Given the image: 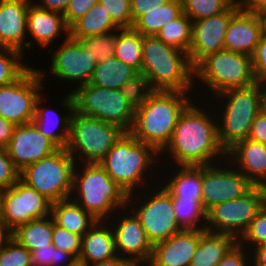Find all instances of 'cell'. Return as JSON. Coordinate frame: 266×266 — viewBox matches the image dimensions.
Segmentation results:
<instances>
[{"label":"cell","mask_w":266,"mask_h":266,"mask_svg":"<svg viewBox=\"0 0 266 266\" xmlns=\"http://www.w3.org/2000/svg\"><path fill=\"white\" fill-rule=\"evenodd\" d=\"M203 101L192 102L180 115L169 144L160 153L161 172L171 163H175L174 166H204L226 159V151L218 140L215 110L211 112L214 107L210 105L209 108ZM161 156L168 163L164 164Z\"/></svg>","instance_id":"6da1fadb"},{"label":"cell","mask_w":266,"mask_h":266,"mask_svg":"<svg viewBox=\"0 0 266 266\" xmlns=\"http://www.w3.org/2000/svg\"><path fill=\"white\" fill-rule=\"evenodd\" d=\"M159 158L160 154L152 146L138 141L130 132H125L99 164L128 195L150 187V181L153 185L159 183L158 173L161 172L154 170L157 164L160 167Z\"/></svg>","instance_id":"7a4b0ae2"},{"label":"cell","mask_w":266,"mask_h":266,"mask_svg":"<svg viewBox=\"0 0 266 266\" xmlns=\"http://www.w3.org/2000/svg\"><path fill=\"white\" fill-rule=\"evenodd\" d=\"M190 94V95H189ZM190 92L152 91L137 109L130 133L159 154L169 144L180 115L194 101Z\"/></svg>","instance_id":"3957f363"},{"label":"cell","mask_w":266,"mask_h":266,"mask_svg":"<svg viewBox=\"0 0 266 266\" xmlns=\"http://www.w3.org/2000/svg\"><path fill=\"white\" fill-rule=\"evenodd\" d=\"M141 73L152 91L191 92L194 90V67L188 53L165 44L156 36H143ZM191 90V91H190Z\"/></svg>","instance_id":"277c9868"},{"label":"cell","mask_w":266,"mask_h":266,"mask_svg":"<svg viewBox=\"0 0 266 266\" xmlns=\"http://www.w3.org/2000/svg\"><path fill=\"white\" fill-rule=\"evenodd\" d=\"M128 195L99 163H76L70 199L97 221L109 220L127 206Z\"/></svg>","instance_id":"5b68a950"},{"label":"cell","mask_w":266,"mask_h":266,"mask_svg":"<svg viewBox=\"0 0 266 266\" xmlns=\"http://www.w3.org/2000/svg\"><path fill=\"white\" fill-rule=\"evenodd\" d=\"M210 100L216 101H212L211 105L214 103V110L218 111L215 113L218 117V140L227 152L237 142L248 138L253 121L261 111V83L257 82L245 88L228 89L213 99L209 98Z\"/></svg>","instance_id":"8992f818"},{"label":"cell","mask_w":266,"mask_h":266,"mask_svg":"<svg viewBox=\"0 0 266 266\" xmlns=\"http://www.w3.org/2000/svg\"><path fill=\"white\" fill-rule=\"evenodd\" d=\"M194 78V83L198 84L199 88L200 85L203 89L208 88L205 89L210 92V95L205 94L208 95L207 98L211 95L213 98L228 89L245 88L257 83L253 73L252 56L225 49L203 58L194 67Z\"/></svg>","instance_id":"52a82bcc"},{"label":"cell","mask_w":266,"mask_h":266,"mask_svg":"<svg viewBox=\"0 0 266 266\" xmlns=\"http://www.w3.org/2000/svg\"><path fill=\"white\" fill-rule=\"evenodd\" d=\"M150 185V189L147 187L141 193L137 191L128 194L127 206L139 218L148 239L154 246L183 229L177 223L171 194L162 184L160 185V182L155 186Z\"/></svg>","instance_id":"ba28073f"},{"label":"cell","mask_w":266,"mask_h":266,"mask_svg":"<svg viewBox=\"0 0 266 266\" xmlns=\"http://www.w3.org/2000/svg\"><path fill=\"white\" fill-rule=\"evenodd\" d=\"M124 133L115 124L74 111L66 149L76 163H100Z\"/></svg>","instance_id":"9c48e42d"},{"label":"cell","mask_w":266,"mask_h":266,"mask_svg":"<svg viewBox=\"0 0 266 266\" xmlns=\"http://www.w3.org/2000/svg\"><path fill=\"white\" fill-rule=\"evenodd\" d=\"M75 164L67 149L59 148L50 156L28 165L20 172V179L52 203L69 199Z\"/></svg>","instance_id":"30bf717a"},{"label":"cell","mask_w":266,"mask_h":266,"mask_svg":"<svg viewBox=\"0 0 266 266\" xmlns=\"http://www.w3.org/2000/svg\"><path fill=\"white\" fill-rule=\"evenodd\" d=\"M71 93L75 111L79 114L115 124L125 132L131 131L135 109L119 89L103 88L88 83L72 90Z\"/></svg>","instance_id":"8fae6325"},{"label":"cell","mask_w":266,"mask_h":266,"mask_svg":"<svg viewBox=\"0 0 266 266\" xmlns=\"http://www.w3.org/2000/svg\"><path fill=\"white\" fill-rule=\"evenodd\" d=\"M266 204V188L254 186L244 196L213 206L206 212L205 230L239 240Z\"/></svg>","instance_id":"7c38bea8"},{"label":"cell","mask_w":266,"mask_h":266,"mask_svg":"<svg viewBox=\"0 0 266 266\" xmlns=\"http://www.w3.org/2000/svg\"><path fill=\"white\" fill-rule=\"evenodd\" d=\"M46 71L30 66L18 79L0 86V116L15 125L32 122L41 96Z\"/></svg>","instance_id":"4fadbf2b"},{"label":"cell","mask_w":266,"mask_h":266,"mask_svg":"<svg viewBox=\"0 0 266 266\" xmlns=\"http://www.w3.org/2000/svg\"><path fill=\"white\" fill-rule=\"evenodd\" d=\"M225 163V164H224ZM254 185L227 159L202 166V207L207 212L213 206L238 199Z\"/></svg>","instance_id":"5bb4252c"},{"label":"cell","mask_w":266,"mask_h":266,"mask_svg":"<svg viewBox=\"0 0 266 266\" xmlns=\"http://www.w3.org/2000/svg\"><path fill=\"white\" fill-rule=\"evenodd\" d=\"M108 221L114 232L117 255L128 259L134 266H147L154 246L135 213L126 206Z\"/></svg>","instance_id":"9a60e30c"},{"label":"cell","mask_w":266,"mask_h":266,"mask_svg":"<svg viewBox=\"0 0 266 266\" xmlns=\"http://www.w3.org/2000/svg\"><path fill=\"white\" fill-rule=\"evenodd\" d=\"M51 63L48 74L60 81H71L78 87L88 84L97 65V58L79 40L65 36L57 49H48ZM78 83H77V82Z\"/></svg>","instance_id":"2e32d148"},{"label":"cell","mask_w":266,"mask_h":266,"mask_svg":"<svg viewBox=\"0 0 266 266\" xmlns=\"http://www.w3.org/2000/svg\"><path fill=\"white\" fill-rule=\"evenodd\" d=\"M52 202L19 179L3 190L0 218L13 231L33 219L51 215Z\"/></svg>","instance_id":"e0dca14e"},{"label":"cell","mask_w":266,"mask_h":266,"mask_svg":"<svg viewBox=\"0 0 266 266\" xmlns=\"http://www.w3.org/2000/svg\"><path fill=\"white\" fill-rule=\"evenodd\" d=\"M240 8L236 0L225 12L193 21L192 43L188 52L195 67L207 55L224 50V39L232 15Z\"/></svg>","instance_id":"ac0fdd59"},{"label":"cell","mask_w":266,"mask_h":266,"mask_svg":"<svg viewBox=\"0 0 266 266\" xmlns=\"http://www.w3.org/2000/svg\"><path fill=\"white\" fill-rule=\"evenodd\" d=\"M58 149L59 147L41 133L33 122L16 125L6 147L13 165L19 172Z\"/></svg>","instance_id":"d6986e66"},{"label":"cell","mask_w":266,"mask_h":266,"mask_svg":"<svg viewBox=\"0 0 266 266\" xmlns=\"http://www.w3.org/2000/svg\"><path fill=\"white\" fill-rule=\"evenodd\" d=\"M31 0H0V47L23 55L28 49L27 12Z\"/></svg>","instance_id":"ffe728a7"},{"label":"cell","mask_w":266,"mask_h":266,"mask_svg":"<svg viewBox=\"0 0 266 266\" xmlns=\"http://www.w3.org/2000/svg\"><path fill=\"white\" fill-rule=\"evenodd\" d=\"M264 34L259 14L241 7L232 15L224 39L225 50L252 56Z\"/></svg>","instance_id":"44dd1931"},{"label":"cell","mask_w":266,"mask_h":266,"mask_svg":"<svg viewBox=\"0 0 266 266\" xmlns=\"http://www.w3.org/2000/svg\"><path fill=\"white\" fill-rule=\"evenodd\" d=\"M62 99L60 107L63 106L66 115H62L56 111L55 108L52 110L50 107H42V103L46 100L43 98L44 92L37 99L35 104V115L32 122L37 126L38 130L45 136L50 138L59 148H66L69 133H70V122L73 112L75 111L74 98L70 91ZM41 104V105H40Z\"/></svg>","instance_id":"7402d4cb"},{"label":"cell","mask_w":266,"mask_h":266,"mask_svg":"<svg viewBox=\"0 0 266 266\" xmlns=\"http://www.w3.org/2000/svg\"><path fill=\"white\" fill-rule=\"evenodd\" d=\"M206 230H183L153 247L147 266H189L201 235Z\"/></svg>","instance_id":"603a6c76"},{"label":"cell","mask_w":266,"mask_h":266,"mask_svg":"<svg viewBox=\"0 0 266 266\" xmlns=\"http://www.w3.org/2000/svg\"><path fill=\"white\" fill-rule=\"evenodd\" d=\"M27 34L28 49L32 51L37 46L48 48L52 43H57L55 40L60 36H69V28L66 26L63 14L41 8L32 2L29 4L27 12ZM34 40V41H33Z\"/></svg>","instance_id":"cb8c5ba5"},{"label":"cell","mask_w":266,"mask_h":266,"mask_svg":"<svg viewBox=\"0 0 266 266\" xmlns=\"http://www.w3.org/2000/svg\"><path fill=\"white\" fill-rule=\"evenodd\" d=\"M226 159L254 186L266 188V144L247 138L230 148Z\"/></svg>","instance_id":"d4e9b609"},{"label":"cell","mask_w":266,"mask_h":266,"mask_svg":"<svg viewBox=\"0 0 266 266\" xmlns=\"http://www.w3.org/2000/svg\"><path fill=\"white\" fill-rule=\"evenodd\" d=\"M117 255L112 226L108 220H98L82 236L79 258L92 265Z\"/></svg>","instance_id":"484cf974"},{"label":"cell","mask_w":266,"mask_h":266,"mask_svg":"<svg viewBox=\"0 0 266 266\" xmlns=\"http://www.w3.org/2000/svg\"><path fill=\"white\" fill-rule=\"evenodd\" d=\"M171 165L169 166L173 167V172L170 176L168 169L164 173V176L167 174L169 178L163 177L166 181L162 179L159 182L171 194L172 200H202V166L174 167L173 164Z\"/></svg>","instance_id":"4316f807"},{"label":"cell","mask_w":266,"mask_h":266,"mask_svg":"<svg viewBox=\"0 0 266 266\" xmlns=\"http://www.w3.org/2000/svg\"><path fill=\"white\" fill-rule=\"evenodd\" d=\"M237 243L238 240L230 234L205 231L189 266H217Z\"/></svg>","instance_id":"83f0119b"},{"label":"cell","mask_w":266,"mask_h":266,"mask_svg":"<svg viewBox=\"0 0 266 266\" xmlns=\"http://www.w3.org/2000/svg\"><path fill=\"white\" fill-rule=\"evenodd\" d=\"M51 216L57 226L81 236L97 222L89 212L70 198L53 202Z\"/></svg>","instance_id":"f1b7e54d"},{"label":"cell","mask_w":266,"mask_h":266,"mask_svg":"<svg viewBox=\"0 0 266 266\" xmlns=\"http://www.w3.org/2000/svg\"><path fill=\"white\" fill-rule=\"evenodd\" d=\"M118 29L120 28L113 22L104 6L98 2L69 28V36L79 40L88 36L107 34Z\"/></svg>","instance_id":"f546056e"},{"label":"cell","mask_w":266,"mask_h":266,"mask_svg":"<svg viewBox=\"0 0 266 266\" xmlns=\"http://www.w3.org/2000/svg\"><path fill=\"white\" fill-rule=\"evenodd\" d=\"M54 219L51 215L33 219L13 230V239L32 252L52 244Z\"/></svg>","instance_id":"4dcf8cb0"},{"label":"cell","mask_w":266,"mask_h":266,"mask_svg":"<svg viewBox=\"0 0 266 266\" xmlns=\"http://www.w3.org/2000/svg\"><path fill=\"white\" fill-rule=\"evenodd\" d=\"M138 71L132 66L112 57L104 62H98L89 84L103 88L119 89Z\"/></svg>","instance_id":"1f68e13d"},{"label":"cell","mask_w":266,"mask_h":266,"mask_svg":"<svg viewBox=\"0 0 266 266\" xmlns=\"http://www.w3.org/2000/svg\"><path fill=\"white\" fill-rule=\"evenodd\" d=\"M183 14L182 0H170L157 10L142 15L134 24L133 29L143 36H155L166 24Z\"/></svg>","instance_id":"d6a6232c"},{"label":"cell","mask_w":266,"mask_h":266,"mask_svg":"<svg viewBox=\"0 0 266 266\" xmlns=\"http://www.w3.org/2000/svg\"><path fill=\"white\" fill-rule=\"evenodd\" d=\"M142 41L143 35L133 28L118 29L114 57L141 72L143 65Z\"/></svg>","instance_id":"836d02e7"},{"label":"cell","mask_w":266,"mask_h":266,"mask_svg":"<svg viewBox=\"0 0 266 266\" xmlns=\"http://www.w3.org/2000/svg\"><path fill=\"white\" fill-rule=\"evenodd\" d=\"M193 21L183 13L177 19L164 25L155 35L165 44L189 52L192 43Z\"/></svg>","instance_id":"e575fe53"},{"label":"cell","mask_w":266,"mask_h":266,"mask_svg":"<svg viewBox=\"0 0 266 266\" xmlns=\"http://www.w3.org/2000/svg\"><path fill=\"white\" fill-rule=\"evenodd\" d=\"M178 225L183 230H205L206 211L202 200H172Z\"/></svg>","instance_id":"d590c367"},{"label":"cell","mask_w":266,"mask_h":266,"mask_svg":"<svg viewBox=\"0 0 266 266\" xmlns=\"http://www.w3.org/2000/svg\"><path fill=\"white\" fill-rule=\"evenodd\" d=\"M23 58L17 50L0 47V86L12 83L30 67Z\"/></svg>","instance_id":"8d00e7d4"},{"label":"cell","mask_w":266,"mask_h":266,"mask_svg":"<svg viewBox=\"0 0 266 266\" xmlns=\"http://www.w3.org/2000/svg\"><path fill=\"white\" fill-rule=\"evenodd\" d=\"M236 0H182L183 13L192 21L225 12Z\"/></svg>","instance_id":"74e56055"},{"label":"cell","mask_w":266,"mask_h":266,"mask_svg":"<svg viewBox=\"0 0 266 266\" xmlns=\"http://www.w3.org/2000/svg\"><path fill=\"white\" fill-rule=\"evenodd\" d=\"M118 30L103 34L88 36L79 39L81 44L97 58L98 62H104L111 59L115 53V40Z\"/></svg>","instance_id":"f35d334b"},{"label":"cell","mask_w":266,"mask_h":266,"mask_svg":"<svg viewBox=\"0 0 266 266\" xmlns=\"http://www.w3.org/2000/svg\"><path fill=\"white\" fill-rule=\"evenodd\" d=\"M120 91L132 107L137 109L147 100L152 89L145 75L138 72L120 88Z\"/></svg>","instance_id":"ab89813d"},{"label":"cell","mask_w":266,"mask_h":266,"mask_svg":"<svg viewBox=\"0 0 266 266\" xmlns=\"http://www.w3.org/2000/svg\"><path fill=\"white\" fill-rule=\"evenodd\" d=\"M248 251L266 244V204L251 221L249 228L238 240Z\"/></svg>","instance_id":"60d3db41"},{"label":"cell","mask_w":266,"mask_h":266,"mask_svg":"<svg viewBox=\"0 0 266 266\" xmlns=\"http://www.w3.org/2000/svg\"><path fill=\"white\" fill-rule=\"evenodd\" d=\"M32 266H67L75 257L53 244L43 248H36L32 252Z\"/></svg>","instance_id":"b9f144b4"},{"label":"cell","mask_w":266,"mask_h":266,"mask_svg":"<svg viewBox=\"0 0 266 266\" xmlns=\"http://www.w3.org/2000/svg\"><path fill=\"white\" fill-rule=\"evenodd\" d=\"M0 266H32V253L12 238L0 250Z\"/></svg>","instance_id":"7bdbcfd3"},{"label":"cell","mask_w":266,"mask_h":266,"mask_svg":"<svg viewBox=\"0 0 266 266\" xmlns=\"http://www.w3.org/2000/svg\"><path fill=\"white\" fill-rule=\"evenodd\" d=\"M113 22L120 28H132L131 0H99Z\"/></svg>","instance_id":"ee69618b"},{"label":"cell","mask_w":266,"mask_h":266,"mask_svg":"<svg viewBox=\"0 0 266 266\" xmlns=\"http://www.w3.org/2000/svg\"><path fill=\"white\" fill-rule=\"evenodd\" d=\"M52 244L57 249L72 254L75 258H79L81 252L82 236L73 232H69L57 226L54 222Z\"/></svg>","instance_id":"f6af8a7d"},{"label":"cell","mask_w":266,"mask_h":266,"mask_svg":"<svg viewBox=\"0 0 266 266\" xmlns=\"http://www.w3.org/2000/svg\"><path fill=\"white\" fill-rule=\"evenodd\" d=\"M20 179V172L13 165L6 148L0 147V188L8 189Z\"/></svg>","instance_id":"bcb514c9"},{"label":"cell","mask_w":266,"mask_h":266,"mask_svg":"<svg viewBox=\"0 0 266 266\" xmlns=\"http://www.w3.org/2000/svg\"><path fill=\"white\" fill-rule=\"evenodd\" d=\"M99 0H70L63 14L65 24L70 28L77 20L86 15Z\"/></svg>","instance_id":"7dc6e473"},{"label":"cell","mask_w":266,"mask_h":266,"mask_svg":"<svg viewBox=\"0 0 266 266\" xmlns=\"http://www.w3.org/2000/svg\"><path fill=\"white\" fill-rule=\"evenodd\" d=\"M252 67L257 82L266 83V34H263L252 55Z\"/></svg>","instance_id":"c3c4849f"},{"label":"cell","mask_w":266,"mask_h":266,"mask_svg":"<svg viewBox=\"0 0 266 266\" xmlns=\"http://www.w3.org/2000/svg\"><path fill=\"white\" fill-rule=\"evenodd\" d=\"M217 266H253L251 252L237 243Z\"/></svg>","instance_id":"681fc988"},{"label":"cell","mask_w":266,"mask_h":266,"mask_svg":"<svg viewBox=\"0 0 266 266\" xmlns=\"http://www.w3.org/2000/svg\"><path fill=\"white\" fill-rule=\"evenodd\" d=\"M170 0H131V14L133 24L150 11L157 10Z\"/></svg>","instance_id":"f907efd6"},{"label":"cell","mask_w":266,"mask_h":266,"mask_svg":"<svg viewBox=\"0 0 266 266\" xmlns=\"http://www.w3.org/2000/svg\"><path fill=\"white\" fill-rule=\"evenodd\" d=\"M248 138L266 144V114L264 112L260 111L254 119Z\"/></svg>","instance_id":"816d5d0a"},{"label":"cell","mask_w":266,"mask_h":266,"mask_svg":"<svg viewBox=\"0 0 266 266\" xmlns=\"http://www.w3.org/2000/svg\"><path fill=\"white\" fill-rule=\"evenodd\" d=\"M70 0H39L34 2L37 6L48 9L50 11H55L61 14H64L68 5H69Z\"/></svg>","instance_id":"f5cc1de1"},{"label":"cell","mask_w":266,"mask_h":266,"mask_svg":"<svg viewBox=\"0 0 266 266\" xmlns=\"http://www.w3.org/2000/svg\"><path fill=\"white\" fill-rule=\"evenodd\" d=\"M15 124L0 116V147L6 148L11 140Z\"/></svg>","instance_id":"db71d44e"},{"label":"cell","mask_w":266,"mask_h":266,"mask_svg":"<svg viewBox=\"0 0 266 266\" xmlns=\"http://www.w3.org/2000/svg\"><path fill=\"white\" fill-rule=\"evenodd\" d=\"M245 11L260 14L266 9V0H238Z\"/></svg>","instance_id":"11a10c76"},{"label":"cell","mask_w":266,"mask_h":266,"mask_svg":"<svg viewBox=\"0 0 266 266\" xmlns=\"http://www.w3.org/2000/svg\"><path fill=\"white\" fill-rule=\"evenodd\" d=\"M250 252L253 266H266V244L259 245Z\"/></svg>","instance_id":"9f6ffc18"},{"label":"cell","mask_w":266,"mask_h":266,"mask_svg":"<svg viewBox=\"0 0 266 266\" xmlns=\"http://www.w3.org/2000/svg\"><path fill=\"white\" fill-rule=\"evenodd\" d=\"M88 266H134L128 259L116 255L113 258L88 265Z\"/></svg>","instance_id":"6f0895ef"},{"label":"cell","mask_w":266,"mask_h":266,"mask_svg":"<svg viewBox=\"0 0 266 266\" xmlns=\"http://www.w3.org/2000/svg\"><path fill=\"white\" fill-rule=\"evenodd\" d=\"M13 238V231L0 218V250Z\"/></svg>","instance_id":"680465c9"},{"label":"cell","mask_w":266,"mask_h":266,"mask_svg":"<svg viewBox=\"0 0 266 266\" xmlns=\"http://www.w3.org/2000/svg\"><path fill=\"white\" fill-rule=\"evenodd\" d=\"M261 111L266 114V83L261 84Z\"/></svg>","instance_id":"91938a15"},{"label":"cell","mask_w":266,"mask_h":266,"mask_svg":"<svg viewBox=\"0 0 266 266\" xmlns=\"http://www.w3.org/2000/svg\"><path fill=\"white\" fill-rule=\"evenodd\" d=\"M67 266H88L87 263L80 258H75L70 264Z\"/></svg>","instance_id":"94428289"},{"label":"cell","mask_w":266,"mask_h":266,"mask_svg":"<svg viewBox=\"0 0 266 266\" xmlns=\"http://www.w3.org/2000/svg\"><path fill=\"white\" fill-rule=\"evenodd\" d=\"M259 15H260L261 20H262L264 34H266V9L263 10Z\"/></svg>","instance_id":"6125c7cd"},{"label":"cell","mask_w":266,"mask_h":266,"mask_svg":"<svg viewBox=\"0 0 266 266\" xmlns=\"http://www.w3.org/2000/svg\"><path fill=\"white\" fill-rule=\"evenodd\" d=\"M2 194H3V189L0 188V213H1V204H2Z\"/></svg>","instance_id":"be15d7a7"}]
</instances>
